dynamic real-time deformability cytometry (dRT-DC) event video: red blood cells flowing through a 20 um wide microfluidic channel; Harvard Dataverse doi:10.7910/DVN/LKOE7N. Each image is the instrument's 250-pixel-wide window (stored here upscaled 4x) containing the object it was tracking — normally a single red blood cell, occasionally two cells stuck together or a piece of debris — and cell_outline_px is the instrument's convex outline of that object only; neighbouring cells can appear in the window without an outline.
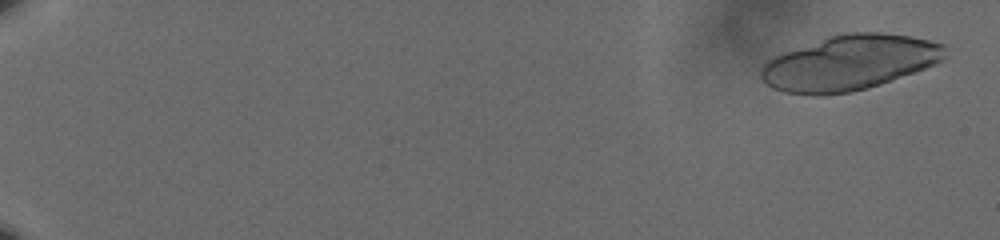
{"species": "human", "species_latin": "Homo sapiens", "temperature_condition": "cold", "stored_images_in_passage": 28, "camera_frame_rate_fps": 3000, "um_per_image_px": 0.085, "donor": {"sex": "male"}, "frame": {"image": 1, "passage_image": 3, "time_ms": 0.667, "image_size_px": [1000, 240], "cell_outline_px": [[948, 48], [944, 60], [924, 68], [880, 84], [868, 88], [852, 92], [820, 96], [812, 96], [784, 92], [772, 88], [760, 76], [760, 68], [768, 60], [784, 52], [828, 36], [844, 32], [880, 32], [908, 36], [928, 40], [944, 44]], "centroid_in_image_um": [72.2, 5.34], "position_along_channel_um": 12.8, "area_um2": 59.07}}
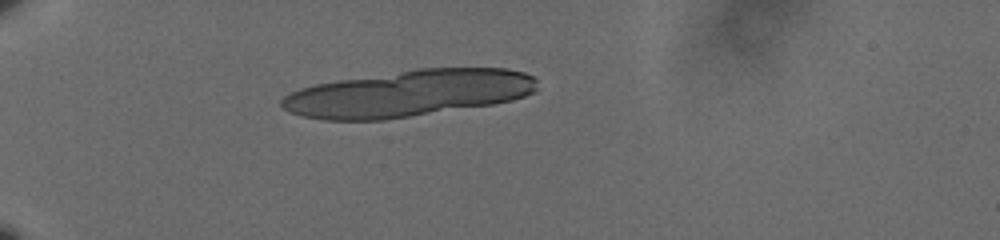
{"frame": {"image": 2, "passage_image": 20, "time_ms": 6.333, "image_size_px": [1000, 240], "cell_outline_px": [[536, 92], [512, 100], [492, 104], [384, 120], [324, 120], [300, 116], [288, 112], [280, 104], [280, 100], [284, 96], [300, 88], [316, 84], [340, 80], [416, 68], [504, 68], [524, 72], [536, 76]], "centroid_in_image_um": [34.72, 7.94], "position_along_channel_um": 50.3, "area_um2": 69.36}}